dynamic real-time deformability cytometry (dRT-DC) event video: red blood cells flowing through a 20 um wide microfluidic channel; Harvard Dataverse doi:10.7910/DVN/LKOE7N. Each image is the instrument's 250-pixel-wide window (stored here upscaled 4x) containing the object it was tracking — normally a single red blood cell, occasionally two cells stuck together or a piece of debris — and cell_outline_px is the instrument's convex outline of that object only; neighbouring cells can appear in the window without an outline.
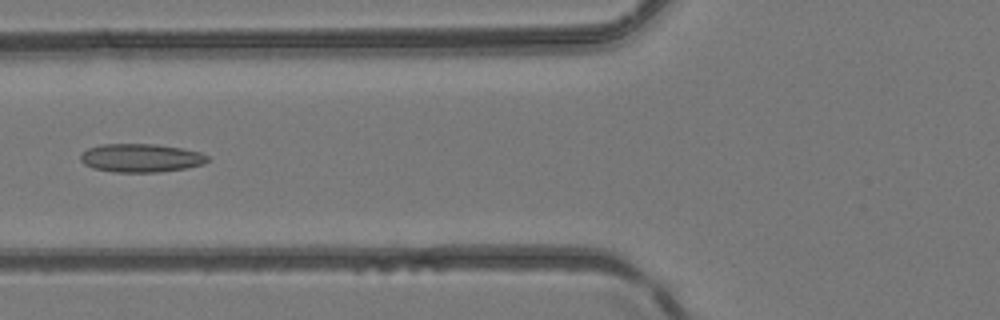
{"species": "common noctule bat (a hibernating species)", "species_latin": "Nyctalus noctula", "temperature_condition": "room temperature", "stored_images_in_passage": 8, "camera_frame_rate_fps": 3000, "um_per_image_px": 0.085, "animal": {"sex": "female", "body_mass_g": 24.6, "forearm_length_mm": 56.2}, "frame": {"image": 1, "passage_image": 5, "time_ms": 1.333, "image_size_px": [1000, 320], "cell_outline_px": [[212, 160], [204, 164], [184, 168], [160, 172], [112, 172], [92, 168], [84, 164], [80, 160], [80, 156], [88, 148], [100, 144], [156, 144], [180, 148], [200, 152], [208, 156]], "centroid_in_image_um": [11.98, 13.43], "position_along_channel_um": 113.8, "area_um2": 21.15}}